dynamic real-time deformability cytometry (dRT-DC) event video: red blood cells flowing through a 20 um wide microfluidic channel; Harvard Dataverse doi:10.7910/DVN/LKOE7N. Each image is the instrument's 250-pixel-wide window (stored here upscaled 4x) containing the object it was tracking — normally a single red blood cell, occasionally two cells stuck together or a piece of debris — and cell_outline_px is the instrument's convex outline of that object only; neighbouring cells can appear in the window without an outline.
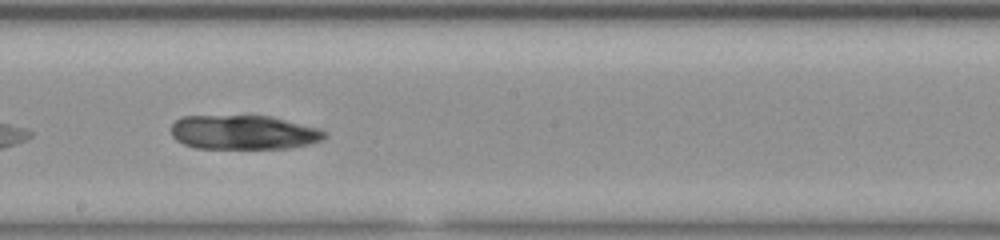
{"species": "common noctule bat (a hibernating species)", "species_latin": "Nyctalus noctula", "temperature_condition": "room temperature", "stored_images_in_passage": 25, "camera_frame_rate_fps": 3000, "um_per_image_px": 0.085, "animal": {"sex": "female", "body_mass_g": 23.0, "forearm_length_mm": 53.4}, "frame": {"image": 1, "passage_image": 15, "time_ms": 4.667, "image_size_px": [1000, 240], "cell_outline_px": [[328, 136], [324, 140], [308, 144], [288, 148], [196, 148], [184, 144], [176, 140], [172, 136], [172, 124], [176, 120], [184, 116], [268, 116], [320, 128], [328, 132]], "centroid_in_image_um": [20.74, 11.25], "position_along_channel_um": 227.5, "area_um2": 30.63}}
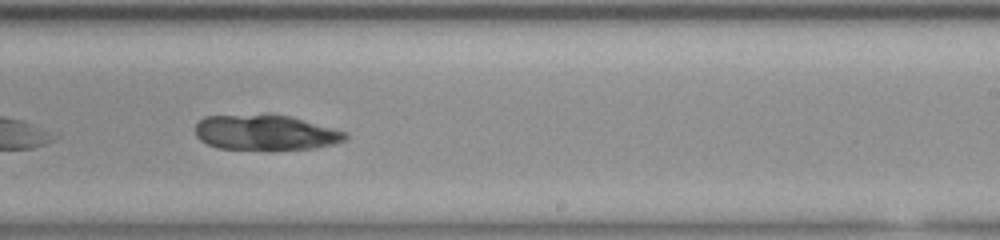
{"frame": {"image": 2, "passage_image": 18, "time_ms": 5.667, "image_size_px": [1000, 240], "cell_outline_px": [[348, 136], [344, 140], [332, 144], [316, 148], [216, 148], [200, 140], [196, 136], [196, 124], [204, 116], [268, 112], [292, 116], [348, 132]], "centroid_in_image_um": [22.55, 11.2], "position_along_channel_um": 266.4, "area_um2": 31.15}}